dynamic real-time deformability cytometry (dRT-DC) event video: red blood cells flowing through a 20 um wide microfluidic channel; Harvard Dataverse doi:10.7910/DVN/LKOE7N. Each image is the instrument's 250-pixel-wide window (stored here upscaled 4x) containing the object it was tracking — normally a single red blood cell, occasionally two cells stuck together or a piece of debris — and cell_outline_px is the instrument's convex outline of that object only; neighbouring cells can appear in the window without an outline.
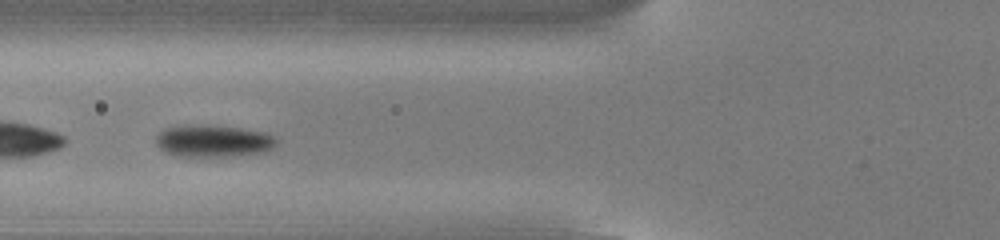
{"species": "common noctule bat (a hibernating species)", "species_latin": "Nyctalus noctula", "temperature_condition": "cold", "stored_images_in_passage": 41, "camera_frame_rate_fps": 3000, "um_per_image_px": 0.085, "animal": {"sex": "male", "body_mass_g": 13.0, "forearm_length_mm": 53.1}, "frame": {"image": 1, "passage_image": 12, "time_ms": 3.667, "image_size_px": [1000, 240], "cell_outline_px": [[280, 140], [272, 148], [264, 152], [228, 156], [176, 156], [164, 152], [156, 144], [156, 136], [164, 128], [184, 124], [208, 124], [240, 128], [264, 132]], "centroid_in_image_um": [18.09, 11.96], "position_along_channel_um": 107.7, "area_um2": 22.83}, "authors_computed_cell_mechanics": {"area_um2": 22.7732, "velocity_mm_per_s": 3.8028, "shape_relaxation_time_tau1_ms": 2.0742, "shape_relaxation_time_tau2_ms": null, "deformation_change_tau1": 0.0951, "deformation_change_tau2": null}}